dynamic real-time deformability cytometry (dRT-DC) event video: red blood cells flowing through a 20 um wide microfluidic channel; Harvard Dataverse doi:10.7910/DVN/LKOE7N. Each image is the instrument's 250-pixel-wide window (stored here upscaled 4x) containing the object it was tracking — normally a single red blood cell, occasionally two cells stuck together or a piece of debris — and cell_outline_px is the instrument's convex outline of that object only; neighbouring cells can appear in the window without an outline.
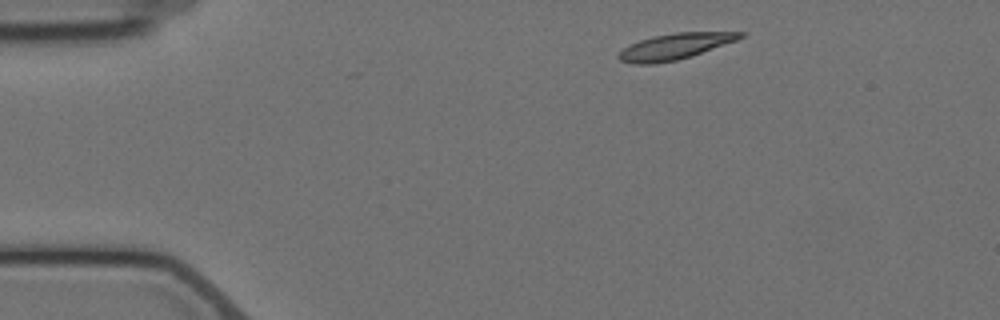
{"species": "Egyptian fruit bat (a non-hibernating species)", "species_latin": "Rousettus aegyptiacus", "temperature_condition": "cold", "stored_images_in_passage": 3, "camera_frame_rate_fps": 3000, "um_per_image_px": 0.085, "animal": {"sex": "female"}, "frame": {"image": 1, "passage_image": 1, "time_ms": 0.0, "image_size_px": [1000, 320], "cell_outline_px": [[744, 36], [736, 40], [692, 56], [676, 60], [652, 64], [632, 64], [620, 60], [616, 56], [624, 48], [640, 40], [652, 36], [676, 32], [744, 32]], "centroid_in_image_um": [57.34, 3.95], "position_along_channel_um": 27.7, "area_um2": 18.21}}